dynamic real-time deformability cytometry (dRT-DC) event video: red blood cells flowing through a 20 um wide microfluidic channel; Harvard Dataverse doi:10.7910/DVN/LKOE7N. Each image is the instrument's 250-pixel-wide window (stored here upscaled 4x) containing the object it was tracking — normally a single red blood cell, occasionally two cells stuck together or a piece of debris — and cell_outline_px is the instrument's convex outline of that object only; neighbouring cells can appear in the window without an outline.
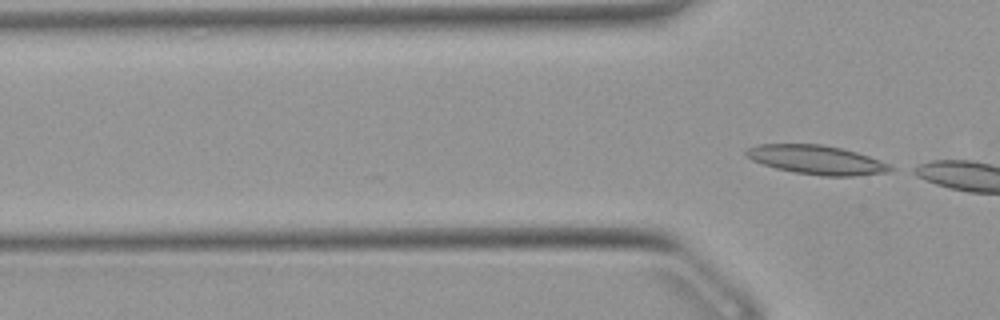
{"species": "Egyptian fruit bat (a non-hibernating species)", "species_latin": "Rousettus aegyptiacus", "temperature_condition": "warm", "stored_images_in_passage": 5, "camera_frame_rate_fps": 3000, "um_per_image_px": 0.085, "animal": {"sex": "female"}, "frame": {"image": 1, "passage_image": 5, "time_ms": 1.333, "image_size_px": [1000, 320], "cell_outline_px": [[896, 168], [892, 172], [852, 176], [824, 176], [796, 172], [776, 168], [752, 160], [744, 156], [744, 152], [748, 148], [760, 144], [820, 144], [840, 148], [856, 152], [868, 156], [888, 164]], "centroid_in_image_um": [69.42, 13.59], "position_along_channel_um": 56.4, "area_um2": 24.22}}